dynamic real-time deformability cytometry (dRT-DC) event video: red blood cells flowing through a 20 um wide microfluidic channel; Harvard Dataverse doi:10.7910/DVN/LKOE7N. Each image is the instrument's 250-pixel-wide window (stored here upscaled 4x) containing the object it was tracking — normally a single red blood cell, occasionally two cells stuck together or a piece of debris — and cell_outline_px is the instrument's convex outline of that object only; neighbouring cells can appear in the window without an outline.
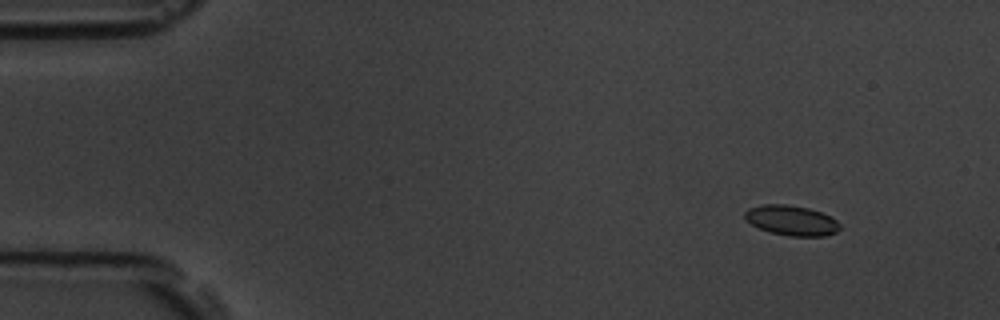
{"species": "common noctule bat (a hibernating species)", "species_latin": "Nyctalus noctula", "temperature_condition": "room temperature", "stored_images_in_passage": 4, "camera_frame_rate_fps": 3000, "um_per_image_px": 0.085, "animal": {"sex": "male", "body_mass_g": 19.5, "forearm_length_mm": 54.6}, "frame": {"image": 1, "passage_image": 1, "time_ms": 0.0, "image_size_px": [1000, 320], "cell_outline_px": [[840, 228], [836, 232], [824, 236], [788, 236], [768, 232], [744, 220], [744, 212], [748, 208], [764, 204], [784, 204], [808, 208], [820, 212], [836, 220], [840, 224]], "centroid_in_image_um": [67.24, 18.74], "position_along_channel_um": 17.8, "area_um2": 16.65}}